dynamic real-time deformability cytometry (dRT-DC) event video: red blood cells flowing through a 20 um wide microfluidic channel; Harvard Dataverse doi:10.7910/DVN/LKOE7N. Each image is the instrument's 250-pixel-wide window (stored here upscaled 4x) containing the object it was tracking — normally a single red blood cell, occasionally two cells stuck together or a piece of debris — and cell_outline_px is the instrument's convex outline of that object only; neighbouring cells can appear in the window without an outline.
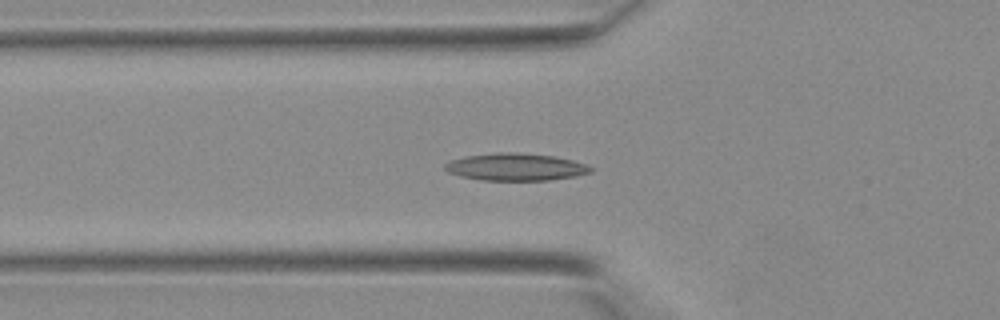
{"species": "Egyptian fruit bat (a non-hibernating species)", "species_latin": "Rousettus aegyptiacus", "temperature_condition": "warm", "stored_images_in_passage": 31, "segment_of_instrument_passage": [1, 2], "camera_frame_rate_fps": 3000, "um_per_image_px": 0.085, "animal": {"sex": "female"}, "frame": {"image": 1, "passage_image": 4, "time_ms": 1.0, "image_size_px": [1000, 320], "cell_outline_px": [[592, 172], [576, 176], [548, 180], [480, 180], [460, 176], [448, 172], [444, 168], [444, 164], [452, 160], [464, 156], [496, 152], [512, 152], [556, 156], [572, 160], [584, 164], [592, 168]], "centroid_in_image_um": [43.81, 14.19], "position_along_channel_um": 82.0, "area_um2": 23.18}}
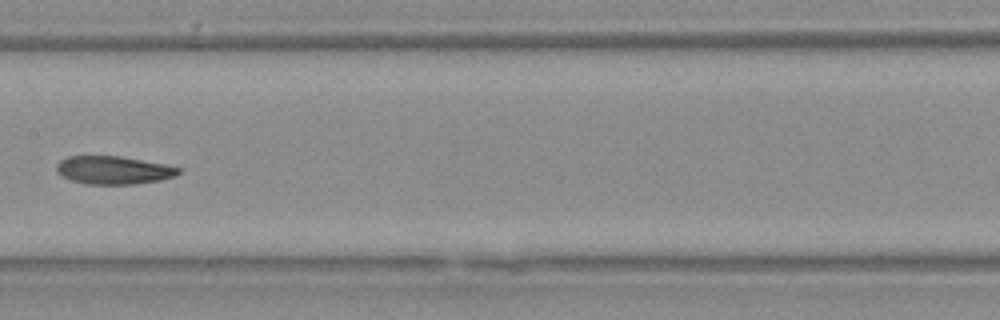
{"frame": {"image": 2, "passage_image": 11, "time_ms": 3.333, "image_size_px": [1000, 320], "cell_outline_px": [[180, 172], [176, 176], [160, 180], [132, 184], [88, 184], [72, 180], [56, 172], [56, 164], [60, 160], [68, 156], [120, 156], [164, 164], [180, 168]], "centroid_in_image_um": [9.64, 14.45], "position_along_channel_um": 197.8, "area_um2": 19.83}}
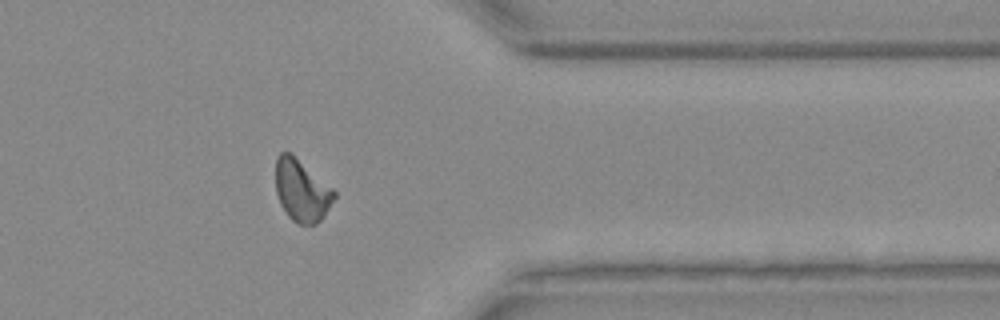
{"frame": {"image": 3, "passage_image": 23, "time_ms": 7.333, "image_size_px": [1000, 320], "cell_outline_px": [[336, 196], [324, 216], [316, 224], [300, 224], [292, 220], [288, 216], [280, 204], [276, 192], [276, 156], [280, 152], [292, 152], [332, 188], [336, 192]], "centroid_in_image_um": [25.63, 16.17], "position_along_channel_um": 385.8, "area_um2": 21.21}}